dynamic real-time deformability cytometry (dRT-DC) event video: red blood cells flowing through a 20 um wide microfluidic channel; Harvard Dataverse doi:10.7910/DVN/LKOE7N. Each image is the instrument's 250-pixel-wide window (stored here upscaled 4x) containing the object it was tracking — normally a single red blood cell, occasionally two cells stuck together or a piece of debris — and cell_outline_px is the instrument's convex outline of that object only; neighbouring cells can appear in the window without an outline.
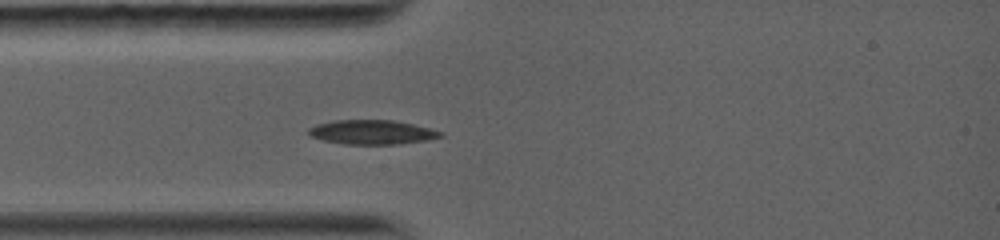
{"species": "common noctule bat (a hibernating species)", "species_latin": "Nyctalus noctula", "temperature_condition": "warm", "stored_images_in_passage": 6, "camera_frame_rate_fps": 5000, "um_per_image_px": 0.085, "animal": {"sex": "female", "body_mass_g": 19.0, "forearm_length_mm": 56.7}, "frame": {"image": 1, "passage_image": 5, "time_ms": 3.0, "image_size_px": [1000, 240], "cell_outline_px": [[444, 136], [428, 140], [400, 144], [344, 144], [324, 140], [308, 136], [308, 128], [316, 124], [332, 120], [392, 120], [412, 124], [444, 132]], "centroid_in_image_um": [31.6, 11.23], "position_along_channel_um": 53.4, "area_um2": 18.79}}